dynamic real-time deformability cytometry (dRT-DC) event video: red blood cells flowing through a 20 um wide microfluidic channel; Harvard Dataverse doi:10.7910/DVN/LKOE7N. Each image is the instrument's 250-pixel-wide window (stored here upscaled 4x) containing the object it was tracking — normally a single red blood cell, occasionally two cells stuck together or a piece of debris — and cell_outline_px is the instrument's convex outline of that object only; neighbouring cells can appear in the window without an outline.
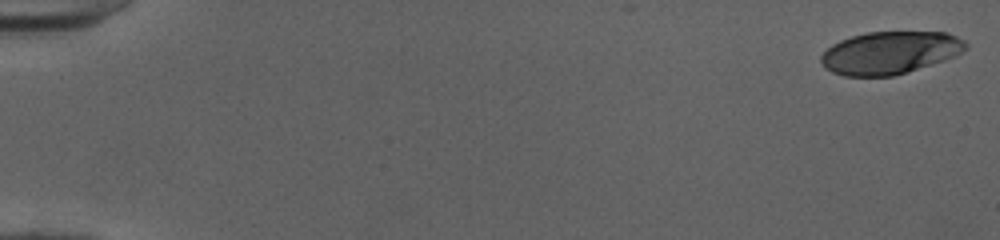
{"species": "human", "species_latin": "Homo sapiens", "temperature_condition": "cold", "stored_images_in_passage": 52, "camera_frame_rate_fps": 3000, "um_per_image_px": 0.085, "donor": {"sex": "female"}, "frame": {"image": 1, "passage_image": 1, "time_ms": 0.0, "image_size_px": [1000, 240], "cell_outline_px": [[968, 48], [944, 60], [892, 76], [844, 76], [832, 72], [820, 60], [820, 56], [832, 44], [840, 40], [852, 36], [868, 32], [944, 32], [956, 36], [964, 40], [968, 44]], "centroid_in_image_um": [75.64, 4.47], "position_along_channel_um": 9.4, "area_um2": 35.49}}
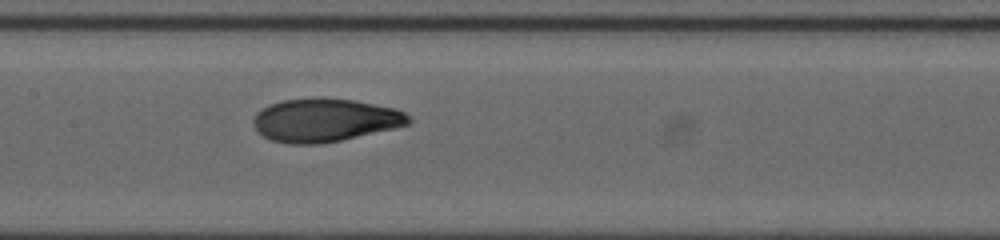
{"frame": {"image": 2, "passage_image": 27, "time_ms": 8.667, "image_size_px": [1000, 240], "cell_outline_px": [[412, 120], [408, 124], [392, 128], [340, 140], [320, 144], [288, 144], [272, 140], [264, 136], [256, 128], [252, 120], [256, 112], [272, 104], [284, 100], [352, 100], [392, 108], [404, 112]], "centroid_in_image_um": [27.59, 10.25], "position_along_channel_um": 179.8, "area_um2": 37.74}}
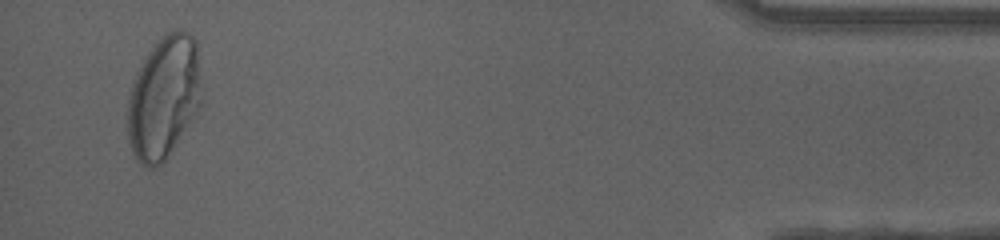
{"frame": {"image": 3, "passage_image": 50, "time_ms": 16.333, "image_size_px": [1000, 240], "cell_outline_px": [[200, 104], [196, 112], [164, 160], [156, 168], [148, 168], [140, 164], [136, 160], [132, 152], [128, 140], [128, 100], [132, 84], [136, 72], [148, 52], [168, 32], [180, 28], [188, 32], [196, 40], [200, 100]], "centroid_in_image_um": [13.88, 8.3], "position_along_channel_um": 421.3, "area_um2": 51.96}, "authors_computed_cell_mechanics": {"area_um2": 38.6104, "velocity_mm_per_s": 4.0201, "shape_relaxation_time_tau1_ms": 6.0062, "shape_relaxation_time_tau2_ms": 1.0049, "deformation_change_tau1": 0.2545, "deformation_change_tau2": 0.0572}}